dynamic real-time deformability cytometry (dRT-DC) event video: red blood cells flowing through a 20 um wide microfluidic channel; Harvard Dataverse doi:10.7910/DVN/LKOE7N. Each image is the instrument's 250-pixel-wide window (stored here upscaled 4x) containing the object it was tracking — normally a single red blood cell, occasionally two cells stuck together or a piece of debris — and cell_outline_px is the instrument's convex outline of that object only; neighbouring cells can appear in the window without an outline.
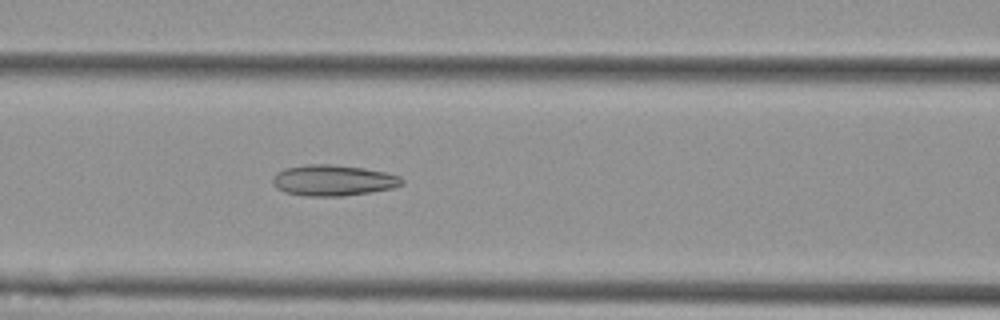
{"species": "Egyptian fruit bat (a non-hibernating species)", "species_latin": "Rousettus aegyptiacus", "temperature_condition": "cold", "stored_images_in_passage": 56, "camera_frame_rate_fps": 3000, "um_per_image_px": 0.085, "animal": {"sex": "female"}, "frame": {"image": 1, "passage_image": 24, "time_ms": 7.667, "image_size_px": [1000, 320], "cell_outline_px": [[404, 184], [392, 188], [372, 192], [344, 196], [304, 196], [284, 192], [276, 188], [272, 184], [272, 176], [276, 172], [284, 168], [308, 164], [332, 164], [364, 168], [388, 172], [400, 176], [404, 180]], "centroid_in_image_um": [28.31, 15.33], "position_along_channel_um": 138.3, "area_um2": 23.7}}
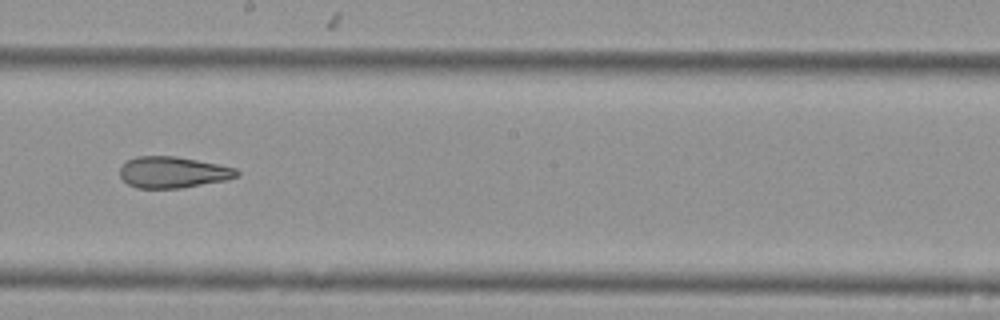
{"frame": {"image": 2, "passage_image": 32, "time_ms": 10.333, "image_size_px": [1000, 320], "cell_outline_px": [[240, 172], [236, 176], [224, 180], [180, 188], [136, 188], [128, 184], [120, 176], [120, 168], [128, 160], [136, 156], [176, 156], [236, 168]], "centroid_in_image_um": [14.66, 14.64], "position_along_channel_um": 233.5, "area_um2": 21.04}}
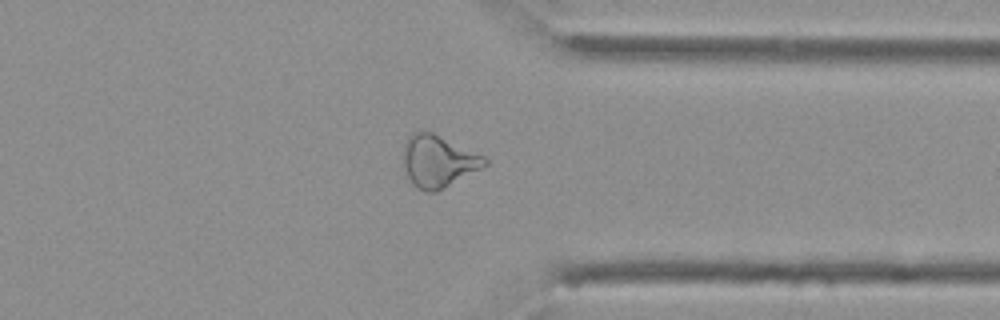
{"frame": {"image": 3, "passage_image": 44, "time_ms": 14.333, "image_size_px": [1000, 320], "cell_outline_px": [[488, 164], [444, 188], [436, 192], [424, 192], [416, 188], [412, 184], [404, 168], [404, 144], [408, 136], [412, 132], [432, 132], [484, 156], [488, 160]], "centroid_in_image_um": [37.23, 13.72], "position_along_channel_um": 374.2, "area_um2": 24.45}, "authors_computed_cell_mechanics": {"area_um2": 25.5476, "velocity_mm_per_s": 3.5834, "shape_relaxation_time_tau1_ms": null, "shape_relaxation_time_tau2_ms": 2.9627, "deformation_change_tau1": null, "deformation_change_tau2": 0.1192}}